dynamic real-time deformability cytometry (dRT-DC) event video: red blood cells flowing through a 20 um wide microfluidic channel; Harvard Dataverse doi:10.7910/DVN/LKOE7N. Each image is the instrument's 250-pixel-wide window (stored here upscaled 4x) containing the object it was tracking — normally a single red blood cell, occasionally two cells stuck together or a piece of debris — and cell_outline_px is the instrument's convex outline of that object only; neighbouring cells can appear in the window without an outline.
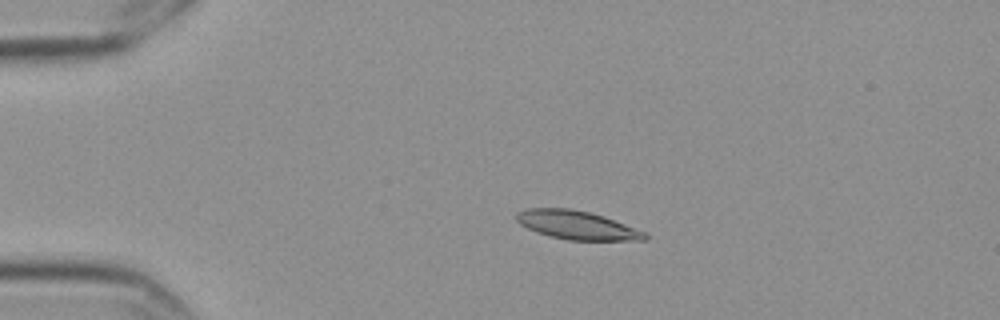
{"species": "Egyptian fruit bat (a non-hibernating species)", "species_latin": "Rousettus aegyptiacus", "temperature_condition": "cold", "stored_images_in_passage": 46, "camera_frame_rate_fps": 3000, "um_per_image_px": 0.085, "frame": {"image": 1, "passage_image": 1, "time_ms": 0.0, "image_size_px": [1000, 320], "cell_outline_px": [[648, 240], [568, 240], [548, 236], [536, 232], [520, 224], [516, 220], [516, 212], [524, 208], [568, 208], [588, 212], [604, 216], [648, 232]], "centroid_in_image_um": [49.05, 19.13], "position_along_channel_um": 35.9, "area_um2": 21.62}}
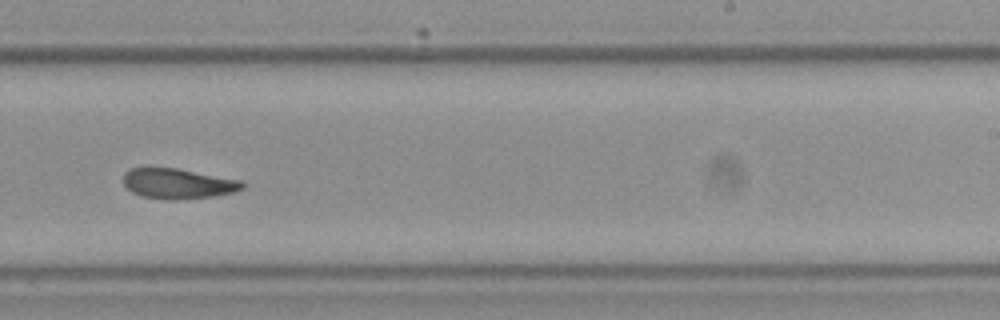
{"frame": {"image": 2, "passage_image": 25, "time_ms": 8.0, "image_size_px": [1000, 320], "cell_outline_px": [[244, 188], [232, 192], [212, 196], [176, 200], [168, 200], [140, 196], [132, 192], [124, 184], [124, 172], [132, 168], [176, 168], [244, 180]], "centroid_in_image_um": [15.14, 15.61], "position_along_channel_um": 273.9, "area_um2": 20.98}}
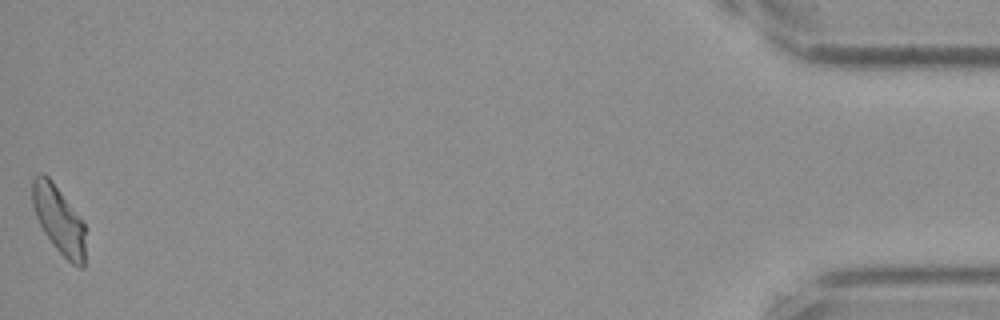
{"frame": {"image": 3, "passage_image": 46, "time_ms": 15.0, "image_size_px": [1000, 320], "cell_outline_px": [[84, 268], [80, 268], [72, 264], [52, 244], [44, 232], [36, 216], [32, 204], [32, 180], [40, 172], [44, 172], [52, 180], [84, 224]], "centroid_in_image_um": [4.97, 18.66], "position_along_channel_um": 430.2, "area_um2": 20.58}, "authors_computed_cell_mechanics": {"area_um2": 21.2415, "velocity_mm_per_s": 3.5329, "shape_relaxation_time_tau1_ms": 3.5578, "shape_relaxation_time_tau2_ms": 2.6623, "deformation_change_tau1": 0.1338, "deformation_change_tau2": 0.0919}}